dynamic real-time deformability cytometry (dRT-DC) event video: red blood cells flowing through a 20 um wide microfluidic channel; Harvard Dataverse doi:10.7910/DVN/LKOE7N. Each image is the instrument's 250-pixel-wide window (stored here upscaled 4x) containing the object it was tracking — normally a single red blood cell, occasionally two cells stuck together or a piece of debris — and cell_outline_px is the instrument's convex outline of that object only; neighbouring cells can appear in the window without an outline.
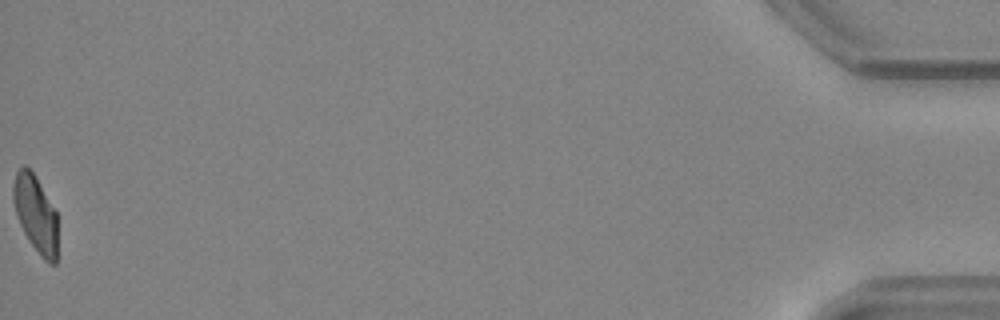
{"species": "common noctule bat (a hibernating species)", "species_latin": "Nyctalus noctula", "temperature_condition": "warm", "stored_images_in_passage": 55, "camera_frame_rate_fps": 3000, "um_per_image_px": 0.085, "animal": {"sex": "female", "body_mass_g": 24.6, "forearm_length_mm": 56.2}, "frame": {"image": 1, "passage_image": 55, "time_ms": 18.0, "image_size_px": [1000, 320], "cell_outline_px": [[56, 264], [52, 264], [44, 260], [32, 244], [24, 232], [20, 224], [12, 200], [12, 184], [16, 172], [24, 164], [36, 176], [56, 212]], "centroid_in_image_um": [3.0, 18.13], "position_along_channel_um": 432.2, "area_um2": 19.59}, "authors_computed_cell_mechanics": {"area_um2": 21.7328, "velocity_mm_per_s": 3.7646, "shape_relaxation_time_tau1_ms": null, "shape_relaxation_time_tau2_ms": 4.0033, "deformation_change_tau1": null, "deformation_change_tau2": 0.1114}}